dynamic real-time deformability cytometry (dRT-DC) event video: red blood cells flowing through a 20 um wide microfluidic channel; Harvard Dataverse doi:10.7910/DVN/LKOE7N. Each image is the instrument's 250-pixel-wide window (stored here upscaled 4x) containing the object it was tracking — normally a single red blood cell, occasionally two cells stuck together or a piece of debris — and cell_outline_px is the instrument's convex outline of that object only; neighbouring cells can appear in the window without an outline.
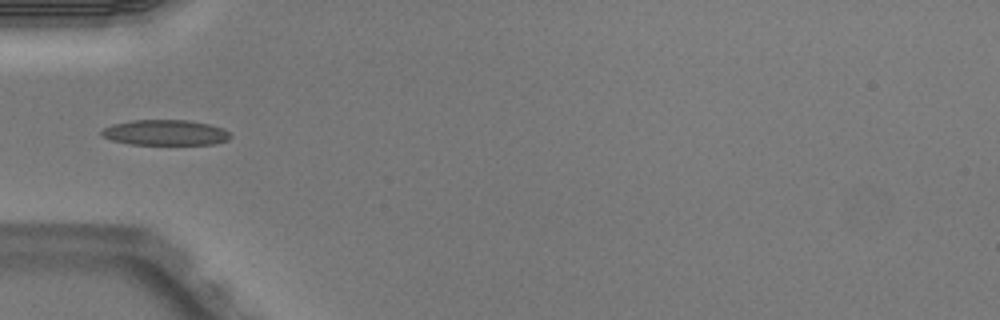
{"species": "Egyptian fruit bat (a non-hibernating species)", "species_latin": "Rousettus aegyptiacus", "temperature_condition": "warm", "stored_images_in_passage": 4, "camera_frame_rate_fps": 3000, "um_per_image_px": 0.085, "animal": {"sex": "male"}, "frame": {"image": 1, "passage_image": 4, "time_ms": 1.0, "image_size_px": [1000, 320], "cell_outline_px": [[232, 136], [228, 140], [216, 144], [128, 144], [112, 140], [100, 136], [100, 132], [104, 128], [112, 124], [132, 120], [188, 120], [208, 124], [224, 128]], "centroid_in_image_um": [14.04, 11.27], "position_along_channel_um": 71.0, "area_um2": 19.19}}